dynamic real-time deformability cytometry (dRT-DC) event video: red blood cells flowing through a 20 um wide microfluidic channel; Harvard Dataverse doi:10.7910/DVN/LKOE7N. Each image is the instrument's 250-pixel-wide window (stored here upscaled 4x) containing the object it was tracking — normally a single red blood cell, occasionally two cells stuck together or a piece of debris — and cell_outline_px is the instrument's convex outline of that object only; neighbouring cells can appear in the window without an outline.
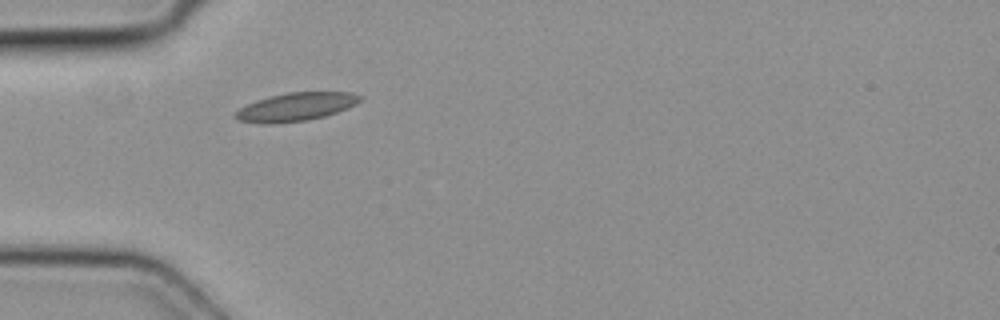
{"species": "common noctule bat (a hibernating species)", "species_latin": "Nyctalus noctula", "temperature_condition": "cold", "stored_images_in_passage": 3, "camera_frame_rate_fps": 3000, "um_per_image_px": 0.085, "animal": {"sex": "female", "body_mass_g": 19.3, "forearm_length_mm": 54.1}, "frame": {"image": 1, "passage_image": 1, "time_ms": 0.0, "image_size_px": [1000, 320], "cell_outline_px": [[364, 100], [348, 108], [324, 116], [308, 120], [268, 124], [236, 120], [232, 116], [240, 108], [256, 100], [288, 92], [352, 92], [364, 96]], "centroid_in_image_um": [25.2, 9.08], "position_along_channel_um": 59.8, "area_um2": 20.58}}
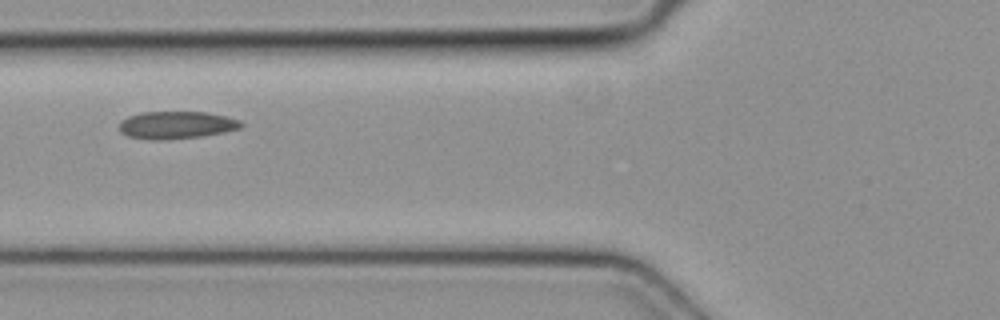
{"frame": {"image": 2, "passage_image": 2, "time_ms": 0.333, "image_size_px": [1000, 320], "cell_outline_px": [[244, 124], [240, 128], [224, 132], [200, 136], [164, 140], [152, 140], [128, 136], [120, 132], [120, 120], [128, 116], [144, 112], [208, 112], [240, 120]], "centroid_in_image_um": [14.98, 10.63], "position_along_channel_um": 110.8, "area_um2": 19.48}}
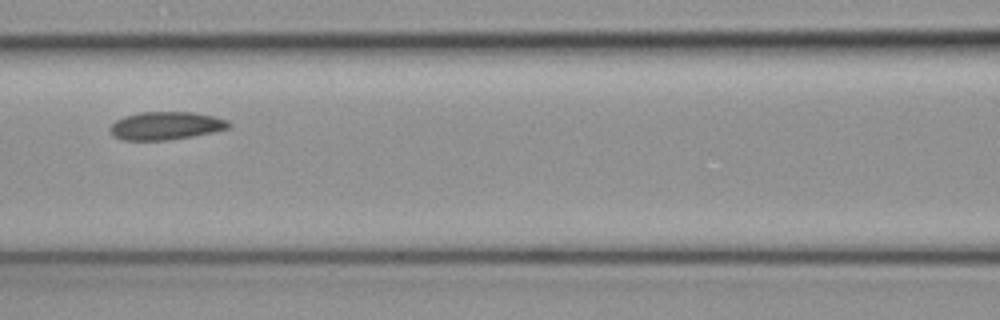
{"frame": {"image": 3, "passage_image": 3, "time_ms": 0.667, "image_size_px": [1000, 320], "cell_outline_px": [[232, 124], [228, 128], [216, 132], [168, 140], [120, 140], [112, 136], [108, 128], [116, 120], [124, 116], [140, 112], [196, 112], [216, 116], [228, 120]], "centroid_in_image_um": [14.11, 10.68], "position_along_channel_um": 152.5, "area_um2": 19.71}}